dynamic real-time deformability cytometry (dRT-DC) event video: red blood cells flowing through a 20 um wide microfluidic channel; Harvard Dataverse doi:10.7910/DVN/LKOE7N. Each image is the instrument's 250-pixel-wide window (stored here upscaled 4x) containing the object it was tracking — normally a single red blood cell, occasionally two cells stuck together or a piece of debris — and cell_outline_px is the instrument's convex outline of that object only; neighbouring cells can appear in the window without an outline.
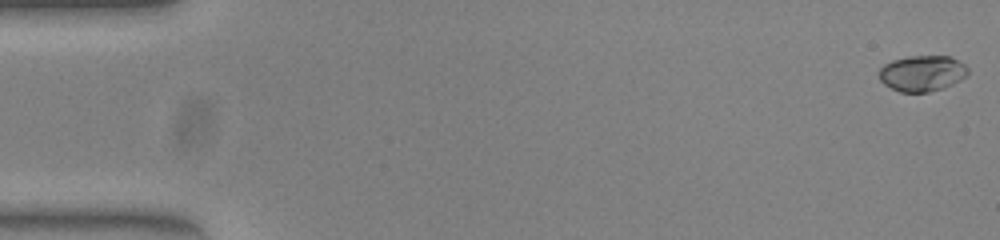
{"species": "common noctule bat (a hibernating species)", "species_latin": "Nyctalus noctula", "temperature_condition": "warm", "stored_images_in_passage": 52, "camera_frame_rate_fps": 3000, "um_per_image_px": 0.085, "animal": {"sex": "female", "body_mass_g": 23.0, "forearm_length_mm": 53.4}, "frame": {"image": 1, "passage_image": 1, "time_ms": 0.0, "image_size_px": [1000, 240], "cell_outline_px": [[968, 76], [944, 88], [928, 92], [900, 92], [884, 84], [880, 80], [880, 68], [884, 64], [892, 60], [908, 56], [948, 56], [964, 64], [968, 68]], "centroid_in_image_um": [78.39, 6.23], "position_along_channel_um": 6.6, "area_um2": 18.55}}
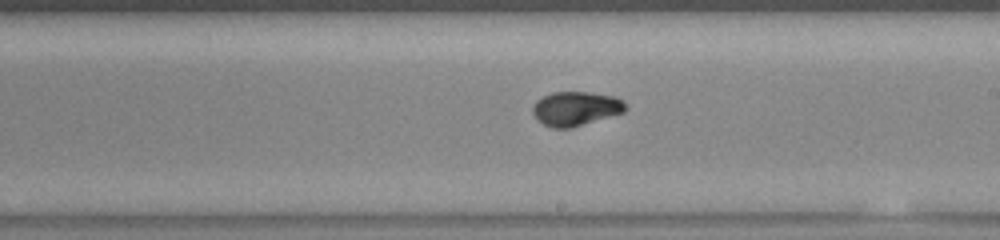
{"frame": {"image": 2, "passage_image": 30, "time_ms": 9.667, "image_size_px": [1000, 240], "cell_outline_px": [[628, 108], [624, 112], [572, 128], [552, 128], [536, 120], [532, 112], [532, 104], [536, 100], [552, 92], [588, 92], [616, 96], [624, 100]], "centroid_in_image_um": [48.94, 9.23], "position_along_channel_um": 240.1, "area_um2": 18.79}}
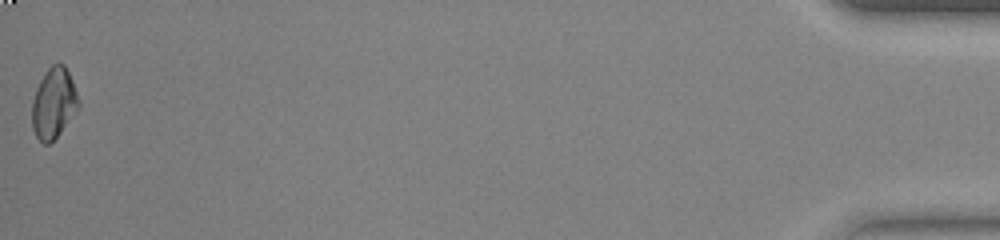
{"frame": {"image": 3, "passage_image": 52, "time_ms": 17.0, "image_size_px": [1000, 240], "cell_outline_px": [[80, 108], [60, 132], [48, 144], [44, 144], [36, 136], [32, 128], [32, 100], [36, 88], [40, 80], [48, 68], [52, 64], [64, 64], [72, 80], [80, 104]], "centroid_in_image_um": [4.56, 8.77], "position_along_channel_um": 430.6, "area_um2": 19.02}, "authors_computed_cell_mechanics": {"area_um2": 18.2648, "velocity_mm_per_s": 3.978, "shape_relaxation_time_tau1_ms": 7.2231, "shape_relaxation_time_tau2_ms": null, "deformation_change_tau1": 0.208, "deformation_change_tau2": null}}